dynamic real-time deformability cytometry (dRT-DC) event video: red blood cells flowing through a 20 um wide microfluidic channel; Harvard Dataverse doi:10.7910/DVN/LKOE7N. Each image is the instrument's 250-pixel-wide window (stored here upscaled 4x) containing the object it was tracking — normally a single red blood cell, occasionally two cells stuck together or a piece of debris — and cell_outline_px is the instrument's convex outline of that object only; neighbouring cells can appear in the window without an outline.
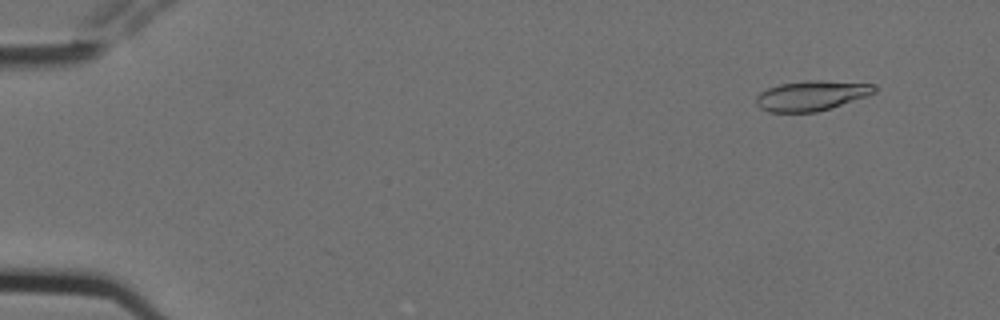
{"species": "Egyptian fruit bat (a non-hibernating species)", "species_latin": "Rousettus aegyptiacus", "temperature_condition": "cold", "stored_images_in_passage": 11, "camera_frame_rate_fps": 3000, "um_per_image_px": 0.085, "animal": {"sex": "female"}, "frame": {"image": 1, "passage_image": 2, "time_ms": 0.333, "image_size_px": [1000, 320], "cell_outline_px": [[876, 92], [868, 96], [832, 108], [816, 112], [768, 112], [760, 108], [756, 104], [756, 96], [760, 92], [768, 88], [780, 84], [808, 80], [824, 80], [876, 84]], "centroid_in_image_um": [69.0, 8.13], "position_along_channel_um": 16.0, "area_um2": 20.92}}
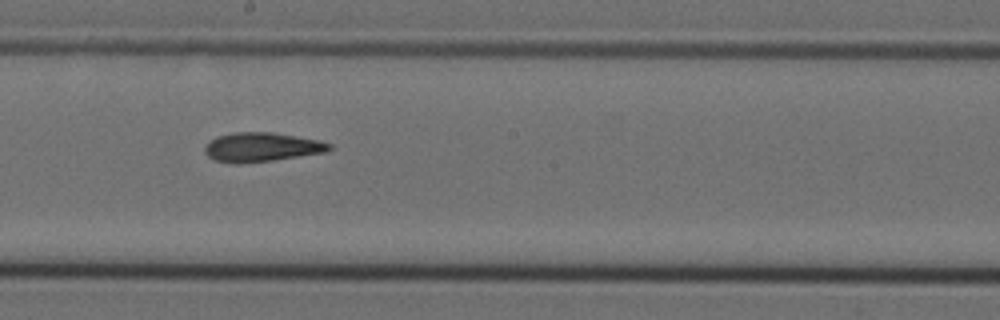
{"frame": {"image": 2, "passage_image": 8, "time_ms": 2.333, "image_size_px": [1000, 320], "cell_outline_px": [[332, 148], [328, 152], [272, 160], [236, 164], [216, 160], [208, 156], [204, 152], [204, 148], [216, 136], [232, 132], [272, 132], [320, 140], [332, 144]], "centroid_in_image_um": [22.27, 12.5], "position_along_channel_um": 225.9, "area_um2": 21.15}}
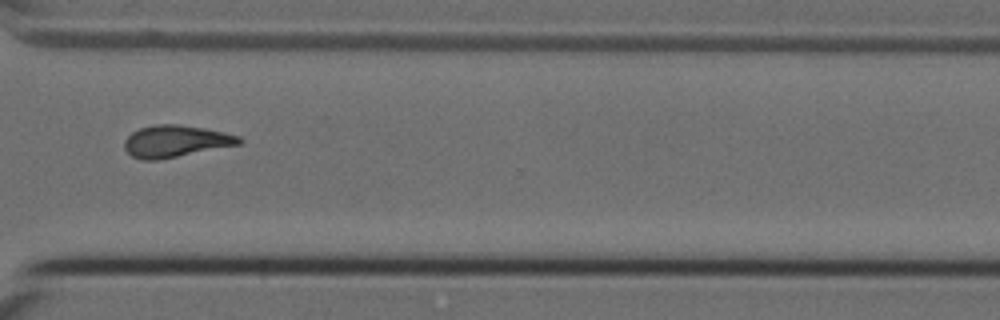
{"frame": {"image": 3, "passage_image": 11, "time_ms": 3.333, "image_size_px": [1000, 320], "cell_outline_px": [[244, 140], [240, 144], [156, 160], [144, 160], [132, 156], [124, 148], [124, 140], [132, 132], [140, 128], [156, 124], [176, 124], [204, 128], [224, 132], [240, 136]], "centroid_in_image_um": [14.92, 11.99], "position_along_channel_um": 355.7, "area_um2": 21.1}}